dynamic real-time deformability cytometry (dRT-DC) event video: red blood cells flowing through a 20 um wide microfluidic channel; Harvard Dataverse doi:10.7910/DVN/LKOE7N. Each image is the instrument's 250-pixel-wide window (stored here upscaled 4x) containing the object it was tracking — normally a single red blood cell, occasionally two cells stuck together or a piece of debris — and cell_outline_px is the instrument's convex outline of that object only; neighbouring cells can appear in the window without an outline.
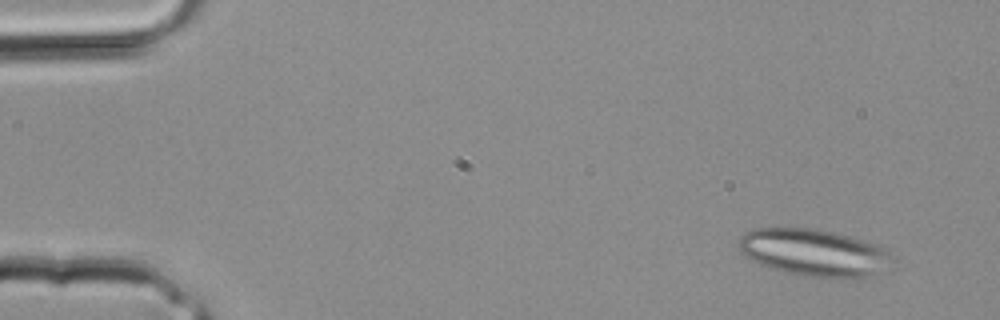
{"species": "common noctule bat (a hibernating species)", "species_latin": "Nyctalus noctula", "temperature_condition": "room temperature", "stored_images_in_passage": 9, "camera_frame_rate_fps": 3000, "um_per_image_px": 0.085, "animal": {"sex": "male", "body_mass_g": 20.4}, "frame": {"image": 1, "passage_image": 1, "time_ms": 0.0, "image_size_px": [1000, 320], "cell_outline_px": [[888, 268], [872, 276], [852, 280], [804, 276], [784, 272], [760, 264], [744, 256], [740, 252], [736, 244], [740, 236], [744, 232], [756, 228], [812, 228], [832, 232], [864, 240], [876, 244], [884, 248], [888, 252]], "centroid_in_image_um": [69.15, 21.49], "position_along_channel_um": 15.9, "area_um2": 42.54}}